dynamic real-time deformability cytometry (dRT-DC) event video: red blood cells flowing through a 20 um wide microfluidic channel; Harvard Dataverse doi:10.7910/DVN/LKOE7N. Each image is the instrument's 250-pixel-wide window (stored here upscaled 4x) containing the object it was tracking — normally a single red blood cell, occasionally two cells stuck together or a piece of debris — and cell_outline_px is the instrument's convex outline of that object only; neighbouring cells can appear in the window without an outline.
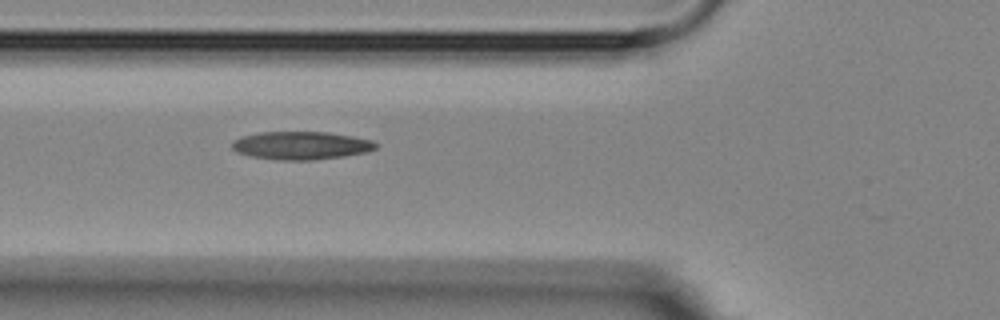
{"species": "Egyptian fruit bat (a non-hibernating species)", "species_latin": "Rousettus aegyptiacus", "temperature_condition": "room temperature", "stored_images_in_passage": 3, "camera_frame_rate_fps": 3000, "um_per_image_px": 0.085, "animal": {"sex": "female"}, "frame": {"image": 1, "passage_image": 3, "time_ms": 2.333, "image_size_px": [1000, 320], "cell_outline_px": [[376, 148], [368, 152], [344, 156], [312, 160], [280, 160], [252, 156], [236, 152], [232, 148], [232, 140], [240, 136], [256, 132], [328, 132], [352, 136], [372, 140], [376, 144]], "centroid_in_image_um": [25.56, 12.36], "position_along_channel_um": 100.2, "area_um2": 23.58}}